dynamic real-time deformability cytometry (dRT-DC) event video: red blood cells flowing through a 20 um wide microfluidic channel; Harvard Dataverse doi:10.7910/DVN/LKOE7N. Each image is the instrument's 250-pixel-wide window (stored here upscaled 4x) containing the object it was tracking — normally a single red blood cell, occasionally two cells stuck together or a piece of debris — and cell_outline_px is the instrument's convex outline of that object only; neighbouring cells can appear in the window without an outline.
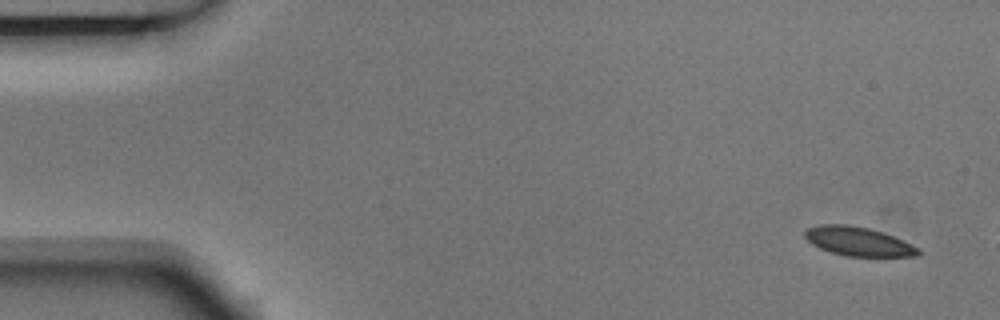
{"species": "Egyptian fruit bat (a non-hibernating species)", "species_latin": "Rousettus aegyptiacus", "temperature_condition": "room temperature", "stored_images_in_passage": 5, "camera_frame_rate_fps": 3000, "um_per_image_px": 0.085, "animal": {"sex": "male"}, "frame": {"image": 1, "passage_image": 1, "time_ms": 0.0, "image_size_px": [1000, 320], "cell_outline_px": [[920, 256], [848, 256], [832, 252], [820, 248], [812, 244], [804, 236], [804, 232], [808, 228], [820, 224], [848, 224], [868, 228], [892, 236], [920, 248]], "centroid_in_image_um": [72.94, 20.52], "position_along_channel_um": 12.1, "area_um2": 18.9}}